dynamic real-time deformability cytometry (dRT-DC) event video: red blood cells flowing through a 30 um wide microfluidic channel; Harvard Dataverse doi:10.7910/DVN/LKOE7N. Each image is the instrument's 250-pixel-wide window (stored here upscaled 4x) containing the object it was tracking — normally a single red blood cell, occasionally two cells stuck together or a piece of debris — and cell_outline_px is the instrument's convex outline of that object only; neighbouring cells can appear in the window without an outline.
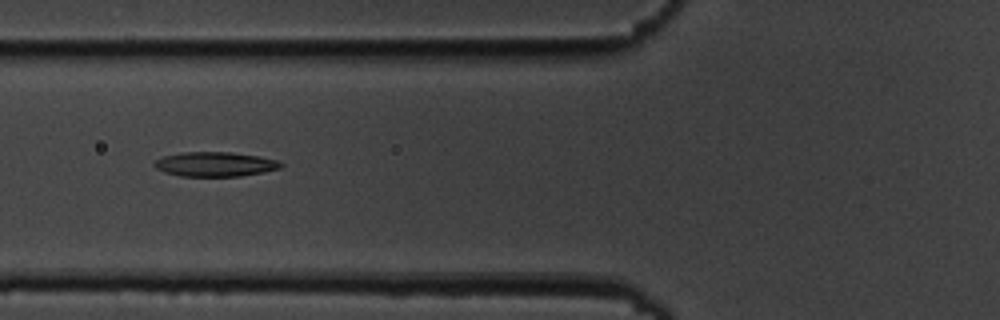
{"species": "common noctule bat (a hibernating species)", "species_latin": "Nyctalus noctula", "temperature_condition": "cold", "stored_images_in_passage": 8, "camera_frame_rate_fps": 3000, "um_per_image_px": 0.085, "animal": {"sex": "male", "body_mass_g": 19.5, "forearm_length_mm": 54.6}, "frame": {"image": 1, "passage_image": 6, "time_ms": 5.667, "image_size_px": [1000, 320], "cell_outline_px": [[284, 164], [280, 168], [264, 172], [240, 176], [180, 176], [164, 172], [156, 168], [152, 164], [156, 160], [164, 156], [184, 152], [228, 152], [260, 156], [276, 160]], "centroid_in_image_um": [18.28, 13.96], "position_along_channel_um": 107.5, "area_um2": 18.03}}
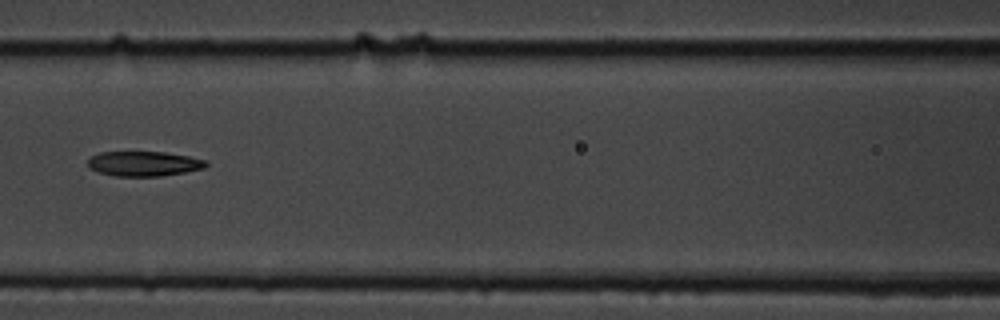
{"frame": {"image": 2, "passage_image": 7, "time_ms": 7.0, "image_size_px": [1000, 320], "cell_outline_px": [[208, 164], [204, 168], [184, 172], [160, 176], [116, 176], [100, 172], [92, 168], [88, 164], [88, 160], [92, 156], [100, 152], [164, 152], [188, 156], [208, 160]], "centroid_in_image_um": [12.27, 13.91], "position_along_channel_um": 154.3, "area_um2": 16.94}}
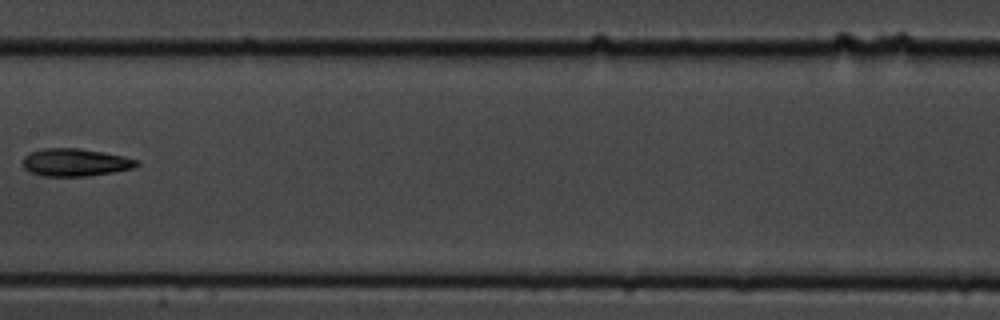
{"frame": {"image": 3, "passage_image": 8, "time_ms": 8.333, "image_size_px": [1000, 320], "cell_outline_px": [[140, 164], [132, 168], [112, 172], [84, 176], [44, 176], [32, 172], [24, 168], [24, 156], [32, 152], [44, 148], [80, 148], [124, 156], [136, 160]], "centroid_in_image_um": [6.4, 13.79], "position_along_channel_um": 201.0, "area_um2": 18.03}}